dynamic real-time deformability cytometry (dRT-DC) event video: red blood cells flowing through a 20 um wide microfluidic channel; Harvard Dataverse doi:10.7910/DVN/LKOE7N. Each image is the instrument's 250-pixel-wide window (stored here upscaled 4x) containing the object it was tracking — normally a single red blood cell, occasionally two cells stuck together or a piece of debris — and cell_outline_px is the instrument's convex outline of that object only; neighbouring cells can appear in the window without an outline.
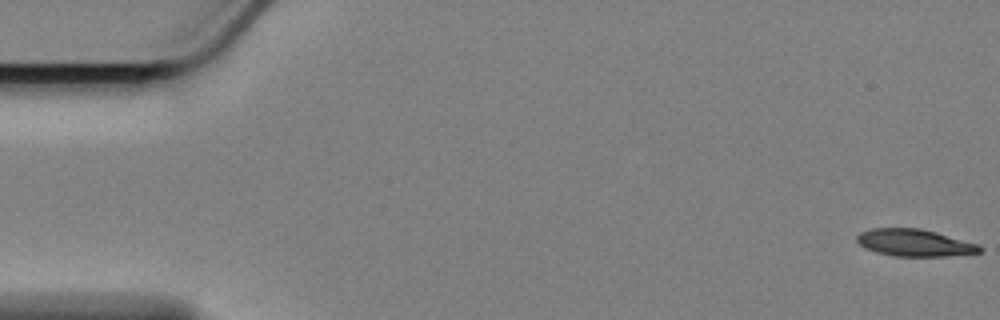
{"species": "Egyptian fruit bat (a non-hibernating species)", "species_latin": "Rousettus aegyptiacus", "temperature_condition": "cold", "stored_images_in_passage": 18, "camera_frame_rate_fps": 3000, "um_per_image_px": 0.085, "animal": {"sex": "female"}, "frame": {"image": 1, "passage_image": 1, "time_ms": 0.0, "image_size_px": [1000, 320], "cell_outline_px": [[984, 248], [980, 252], [944, 256], [892, 256], [876, 252], [864, 248], [856, 240], [856, 236], [860, 232], [872, 228], [920, 228], [936, 232], [980, 244]], "centroid_in_image_um": [77.73, 20.63], "position_along_channel_um": 7.3, "area_um2": 19.48}}